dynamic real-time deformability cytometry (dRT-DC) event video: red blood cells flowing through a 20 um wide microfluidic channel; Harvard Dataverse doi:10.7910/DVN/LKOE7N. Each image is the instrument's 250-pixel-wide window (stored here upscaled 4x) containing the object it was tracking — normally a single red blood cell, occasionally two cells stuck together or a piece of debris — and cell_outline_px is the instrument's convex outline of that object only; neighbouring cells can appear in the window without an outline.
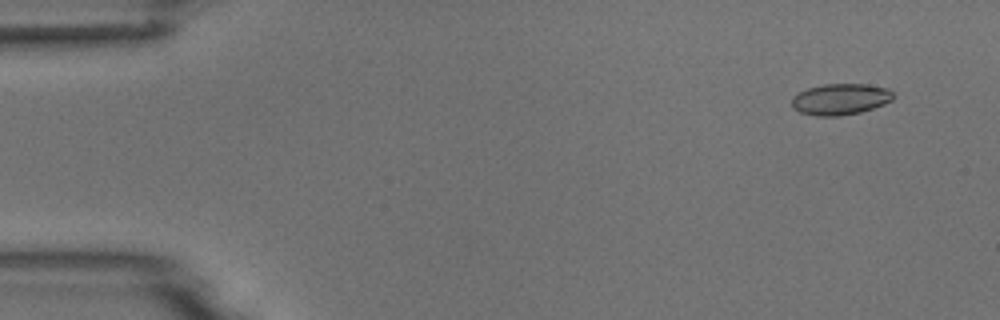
{"species": "common noctule bat (a hibernating species)", "species_latin": "Nyctalus noctula", "temperature_condition": "room temperature", "stored_images_in_passage": 5, "camera_frame_rate_fps": 3000, "um_per_image_px": 0.085, "animal": {"sex": "male", "body_mass_g": 18.8}, "frame": {"image": 1, "passage_image": 2, "time_ms": 1.0, "image_size_px": [1000, 320], "cell_outline_px": [[892, 100], [884, 104], [860, 112], [840, 116], [816, 116], [800, 112], [792, 108], [792, 96], [808, 88], [824, 84], [868, 84], [888, 88], [892, 92]], "centroid_in_image_um": [71.42, 8.43], "position_along_channel_um": 13.6, "area_um2": 18.44}}
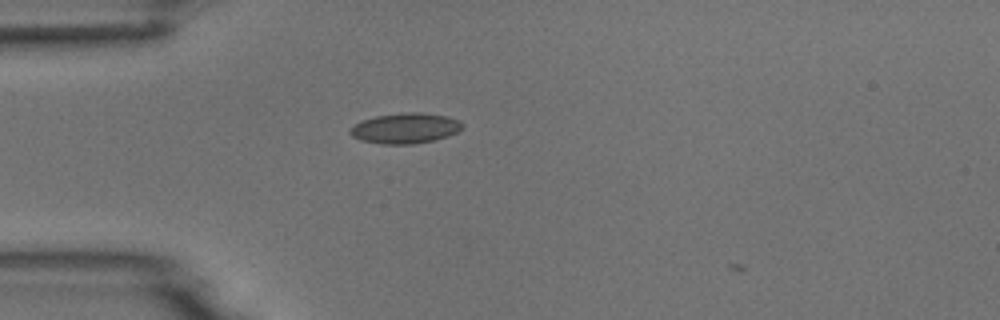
{"frame": {"image": 2, "passage_image": 5, "time_ms": 4.667, "image_size_px": [1000, 320], "cell_outline_px": [[464, 124], [456, 132], [448, 136], [432, 140], [412, 144], [380, 144], [360, 140], [352, 136], [348, 132], [356, 124], [364, 120], [376, 116], [400, 112], [420, 112], [448, 116], [460, 120]], "centroid_in_image_um": [34.46, 10.89], "position_along_channel_um": 50.5, "area_um2": 19.83}}